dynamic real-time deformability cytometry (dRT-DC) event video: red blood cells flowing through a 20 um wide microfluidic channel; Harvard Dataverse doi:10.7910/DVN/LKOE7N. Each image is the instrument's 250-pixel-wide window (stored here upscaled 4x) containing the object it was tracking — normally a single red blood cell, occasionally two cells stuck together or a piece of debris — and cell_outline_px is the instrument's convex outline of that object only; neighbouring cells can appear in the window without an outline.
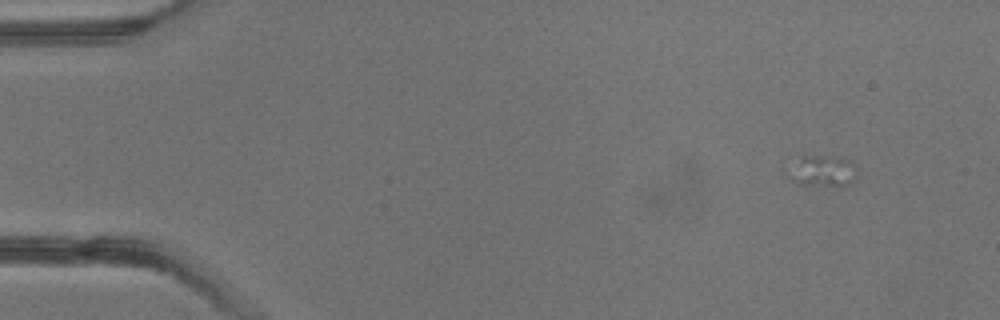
{"species": "common noctule bat (a hibernating species)", "species_latin": "Nyctalus noctula", "temperature_condition": "warm", "stored_images_in_passage": 2, "camera_frame_rate_fps": 3000, "um_per_image_px": 0.085, "animal": {"sex": "male", "body_mass_g": 13.3}, "frame": {"image": 1, "passage_image": 1, "time_ms": 0.0, "image_size_px": [1000, 320], "cell_outline_px": [[856, 180], [848, 184], [796, 184], [788, 176], [800, 160], [804, 156], [836, 156], [848, 160], [852, 164], [856, 172]], "centroid_in_image_um": [69.98, 14.53], "position_along_channel_um": 15.0, "area_um2": 11.62}}